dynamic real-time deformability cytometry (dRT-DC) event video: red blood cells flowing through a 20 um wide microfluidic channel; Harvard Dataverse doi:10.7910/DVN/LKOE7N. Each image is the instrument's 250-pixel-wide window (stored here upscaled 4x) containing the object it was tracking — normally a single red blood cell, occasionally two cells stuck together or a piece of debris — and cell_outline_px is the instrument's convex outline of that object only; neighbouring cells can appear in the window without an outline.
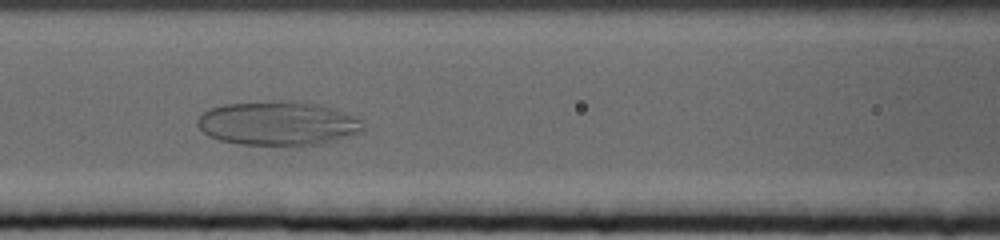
{"species": "human", "species_latin": "Homo sapiens", "temperature_condition": "cold", "stored_images_in_passage": 66, "camera_frame_rate_fps": 3000, "um_per_image_px": 0.085, "donor": {"sex": "female"}, "frame": {"image": 1, "passage_image": 29, "time_ms": 9.333, "image_size_px": [1000, 240], "cell_outline_px": [[364, 132], [320, 144], [240, 144], [220, 140], [208, 136], [196, 124], [196, 120], [204, 112], [212, 108], [224, 104], [272, 100], [296, 100], [316, 104], [332, 108], [352, 116], [360, 120], [364, 124]], "centroid_in_image_um": [23.62, 10.46], "position_along_channel_um": 143.0, "area_um2": 42.37}}
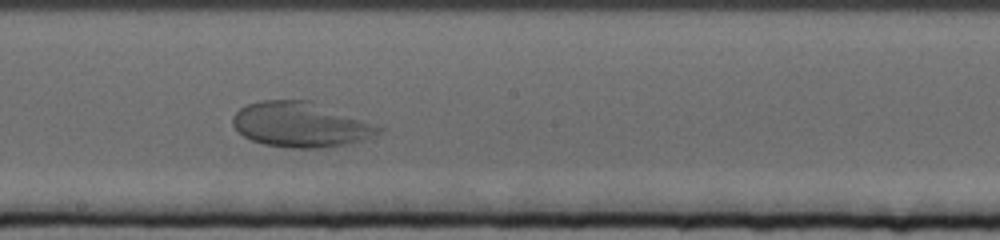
{"frame": {"image": 2, "passage_image": 37, "time_ms": 12.0, "image_size_px": [1000, 240], "cell_outline_px": [[384, 128], [380, 132], [352, 144], [324, 148], [288, 148], [264, 144], [252, 140], [244, 136], [232, 124], [232, 116], [240, 108], [248, 104], [260, 100], [312, 100]], "centroid_in_image_um": [25.54, 10.59], "position_along_channel_um": 222.7, "area_um2": 38.26}}
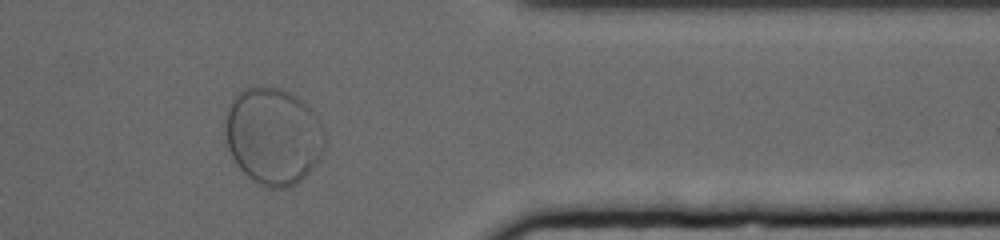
{"frame": {"image": 3, "passage_image": 55, "time_ms": 18.0, "image_size_px": [1000, 240], "cell_outline_px": [[324, 148], [316, 164], [296, 184], [288, 188], [272, 188], [260, 184], [252, 180], [240, 168], [232, 156], [228, 148], [224, 132], [224, 124], [232, 100], [240, 92], [248, 88], [280, 88], [288, 92], [308, 104], [320, 120], [324, 128]], "centroid_in_image_um": [23.24, 11.59], "position_along_channel_um": 388.2, "area_um2": 55.95}}